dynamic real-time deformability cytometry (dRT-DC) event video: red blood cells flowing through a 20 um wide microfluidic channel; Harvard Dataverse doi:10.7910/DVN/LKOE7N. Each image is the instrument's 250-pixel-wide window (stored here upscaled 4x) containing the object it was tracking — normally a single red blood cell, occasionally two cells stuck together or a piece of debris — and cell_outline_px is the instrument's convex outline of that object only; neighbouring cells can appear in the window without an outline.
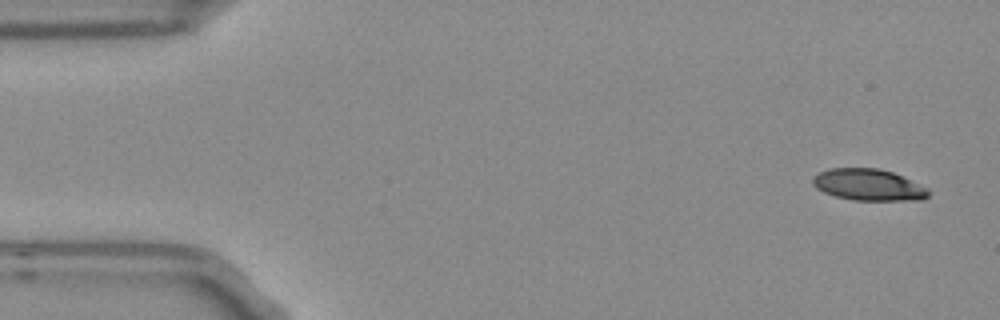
{"species": "Egyptian fruit bat (a non-hibernating species)", "species_latin": "Rousettus aegyptiacus", "temperature_condition": "room temperature", "stored_images_in_passage": 6, "camera_frame_rate_fps": 3000, "um_per_image_px": 0.085, "frame": {"image": 1, "passage_image": 1, "time_ms": 0.0, "image_size_px": [1000, 320], "cell_outline_px": [[928, 196], [920, 200], [852, 200], [836, 196], [824, 192], [816, 188], [812, 184], [812, 176], [828, 168], [880, 168], [892, 172], [924, 188], [928, 192]], "centroid_in_image_um": [73.72, 15.7], "position_along_channel_um": 11.3, "area_um2": 20.92}}
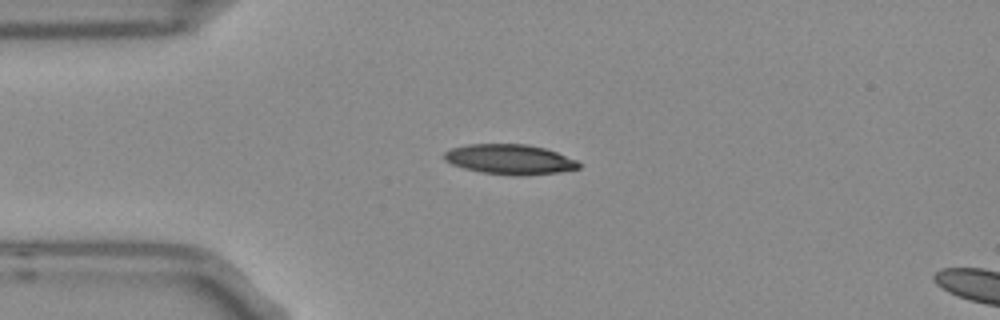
{"frame": {"image": 2, "passage_image": 4, "time_ms": 1.0, "image_size_px": [1000, 320], "cell_outline_px": [[580, 168], [560, 172], [524, 176], [512, 176], [480, 172], [464, 168], [452, 164], [444, 160], [444, 152], [452, 148], [468, 144], [528, 144], [544, 148], [556, 152], [576, 160], [580, 164]], "centroid_in_image_um": [43.33, 13.55], "position_along_channel_um": 41.7, "area_um2": 23.64}}
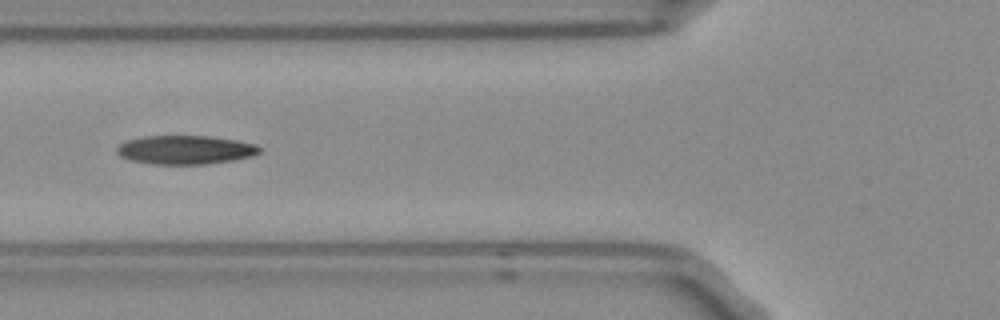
{"frame": {"image": 3, "passage_image": 6, "time_ms": 1.667, "image_size_px": [1000, 320], "cell_outline_px": [[260, 152], [252, 156], [232, 160], [208, 164], [152, 164], [132, 160], [120, 156], [116, 152], [116, 148], [120, 144], [128, 140], [144, 136], [208, 136], [236, 140], [256, 144], [260, 148]], "centroid_in_image_um": [15.75, 12.73], "position_along_channel_um": 110.1, "area_um2": 23.81}}